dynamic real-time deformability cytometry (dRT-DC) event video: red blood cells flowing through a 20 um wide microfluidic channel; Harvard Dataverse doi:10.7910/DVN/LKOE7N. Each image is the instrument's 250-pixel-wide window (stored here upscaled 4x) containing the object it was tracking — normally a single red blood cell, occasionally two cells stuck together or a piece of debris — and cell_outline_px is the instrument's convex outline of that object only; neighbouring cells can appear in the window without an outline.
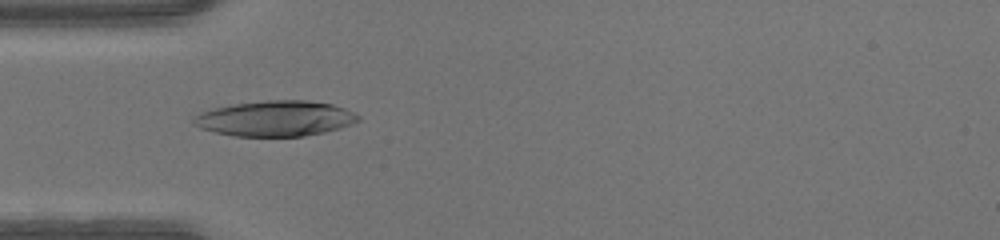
{"species": "human", "species_latin": "Homo sapiens", "temperature_condition": "warm", "stored_images_in_passage": 30, "camera_frame_rate_fps": 3000, "um_per_image_px": 0.085, "donor": {"sex": "male"}, "frame": {"image": 1, "passage_image": 1, "time_ms": 0.0, "image_size_px": [1000, 240], "cell_outline_px": [[360, 120], [352, 124], [340, 128], [324, 132], [304, 136], [232, 136], [200, 128], [192, 124], [192, 116], [200, 112], [232, 104], [264, 100], [308, 100], [332, 104], [344, 108], [360, 116]], "centroid_in_image_um": [23.38, 10.07], "position_along_channel_um": 61.6, "area_um2": 34.16}}
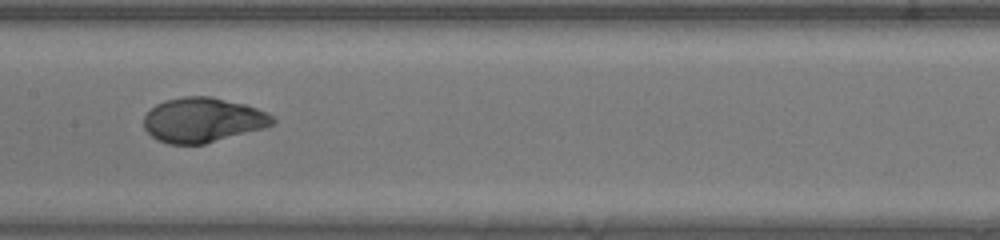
{"frame": {"image": 2, "passage_image": 10, "time_ms": 3.0, "image_size_px": [1000, 240], "cell_outline_px": [[276, 120], [268, 128], [204, 144], [168, 144], [152, 136], [144, 128], [144, 116], [156, 104], [164, 100], [184, 96], [212, 96], [244, 104], [268, 112]], "centroid_in_image_um": [17.27, 10.2], "position_along_channel_um": 190.1, "area_um2": 33.76}}
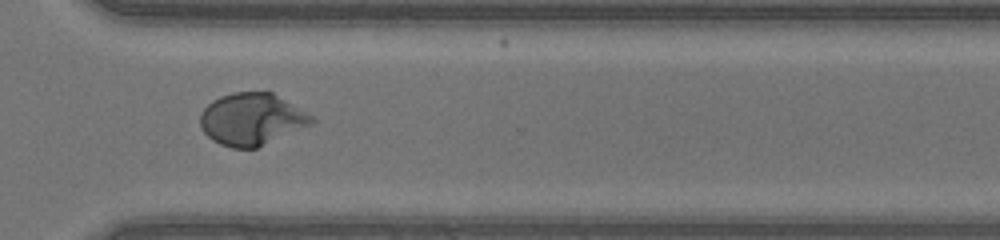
{"frame": {"image": 3, "passage_image": 21, "time_ms": 6.667, "image_size_px": [1000, 240], "cell_outline_px": [[316, 120], [312, 124], [256, 148], [232, 148], [220, 144], [212, 140], [200, 128], [200, 112], [212, 100], [220, 96], [232, 92], [272, 92], [316, 116]], "centroid_in_image_um": [21.41, 10.12], "position_along_channel_um": 349.2, "area_um2": 34.04}}